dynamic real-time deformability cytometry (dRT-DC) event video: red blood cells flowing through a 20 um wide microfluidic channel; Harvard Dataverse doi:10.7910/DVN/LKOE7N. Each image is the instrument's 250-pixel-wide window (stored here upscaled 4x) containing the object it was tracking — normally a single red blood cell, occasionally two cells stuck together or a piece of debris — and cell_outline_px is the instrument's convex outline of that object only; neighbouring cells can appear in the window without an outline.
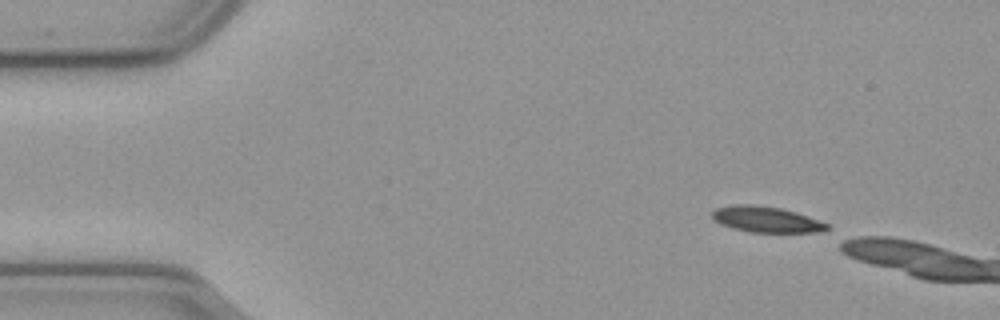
{"species": "common noctule bat (a hibernating species)", "species_latin": "Nyctalus noctula", "temperature_condition": "cold", "stored_images_in_passage": 9, "camera_frame_rate_fps": 3000, "um_per_image_px": 0.085, "animal": {"sex": "male", "body_mass_g": 23.1, "forearm_length_mm": 52.7}, "frame": {"image": 1, "passage_image": 1, "time_ms": 0.0, "image_size_px": [1000, 320], "cell_outline_px": [[828, 228], [816, 232], [748, 232], [732, 228], [720, 224], [712, 220], [712, 212], [716, 208], [736, 204], [752, 204], [780, 208], [796, 212], [808, 216], [828, 224]], "centroid_in_image_um": [65.06, 18.65], "position_along_channel_um": 19.9, "area_um2": 17.22}}